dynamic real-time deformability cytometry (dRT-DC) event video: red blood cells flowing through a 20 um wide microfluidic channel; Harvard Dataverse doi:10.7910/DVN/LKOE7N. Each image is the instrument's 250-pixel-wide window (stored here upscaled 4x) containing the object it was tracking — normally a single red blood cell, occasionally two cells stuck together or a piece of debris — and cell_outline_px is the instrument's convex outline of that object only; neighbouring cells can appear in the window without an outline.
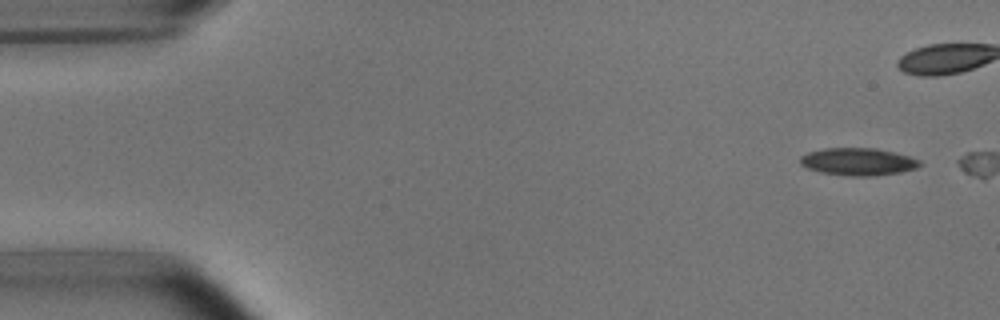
{"species": "common noctule bat (a hibernating species)", "species_latin": "Nyctalus noctula", "temperature_condition": "room temperature", "stored_images_in_passage": 2, "camera_frame_rate_fps": 3000, "um_per_image_px": 0.085, "animal": {"sex": "male", "body_mass_g": 15.6}, "frame": {"image": 1, "passage_image": 1, "time_ms": 0.0, "image_size_px": [1000, 320], "cell_outline_px": [[924, 164], [916, 168], [900, 172], [872, 176], [848, 176], [820, 172], [808, 168], [800, 164], [800, 156], [808, 152], [824, 148], [876, 148], [912, 156], [920, 160]], "centroid_in_image_um": [72.96, 13.74], "position_along_channel_um": 12.0, "area_um2": 19.31}}